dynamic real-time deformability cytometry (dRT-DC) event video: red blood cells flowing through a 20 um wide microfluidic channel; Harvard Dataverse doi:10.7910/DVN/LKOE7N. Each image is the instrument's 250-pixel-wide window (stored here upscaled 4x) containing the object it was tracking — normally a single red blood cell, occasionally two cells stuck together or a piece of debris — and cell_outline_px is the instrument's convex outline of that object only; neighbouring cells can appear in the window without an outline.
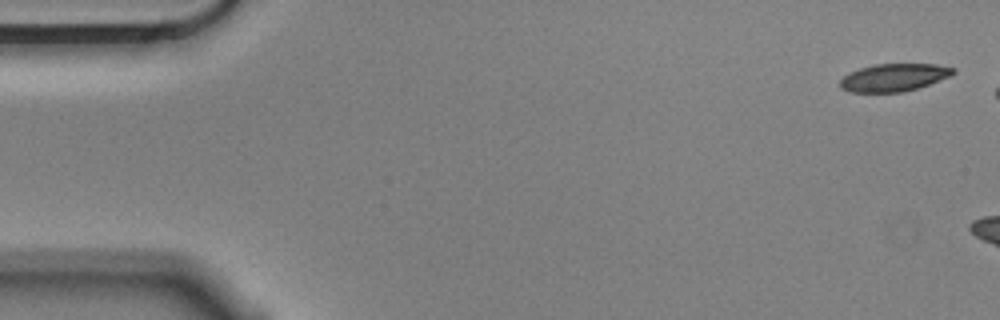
{"species": "Egyptian fruit bat (a non-hibernating species)", "species_latin": "Rousettus aegyptiacus", "temperature_condition": "cold", "stored_images_in_passage": 4, "segment_of_instrument_passage": [2, 2], "camera_frame_rate_fps": 3000, "um_per_image_px": 0.085, "animal": {"sex": "male"}, "frame": {"image": 1, "passage_image": 4, "time_ms": 1.0, "image_size_px": [1000, 320], "cell_outline_px": [[956, 72], [948, 76], [928, 84], [904, 92], [848, 92], [840, 88], [840, 80], [844, 76], [860, 68], [876, 64], [936, 64], [956, 68]], "centroid_in_image_um": [75.97, 6.58], "position_along_channel_um": 9.0, "area_um2": 18.03}}